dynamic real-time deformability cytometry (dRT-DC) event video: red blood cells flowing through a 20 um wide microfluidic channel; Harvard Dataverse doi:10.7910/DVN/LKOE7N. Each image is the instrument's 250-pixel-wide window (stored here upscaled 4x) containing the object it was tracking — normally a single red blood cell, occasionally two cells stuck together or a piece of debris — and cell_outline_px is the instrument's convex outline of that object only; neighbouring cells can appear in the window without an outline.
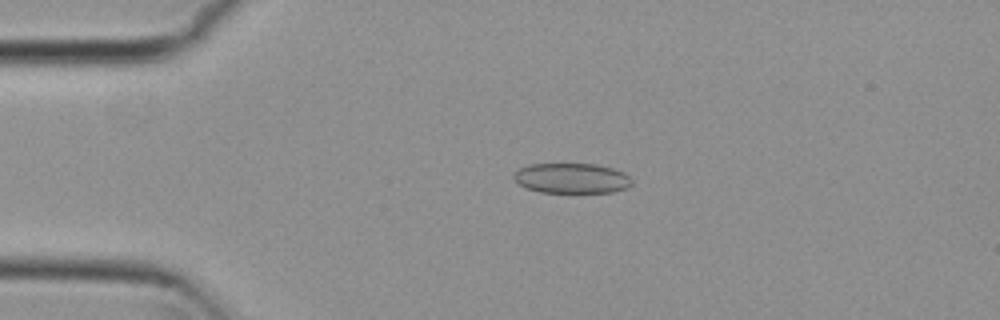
{"species": "common noctule bat (a hibernating species)", "species_latin": "Nyctalus noctula", "temperature_condition": "cold", "stored_images_in_passage": 4, "camera_frame_rate_fps": 3000, "um_per_image_px": 0.085, "animal": {"sex": "female", "body_mass_g": 29.2, "forearm_length_mm": 56.3}, "frame": {"image": 1, "passage_image": 3, "time_ms": 0.667, "image_size_px": [1000, 320], "cell_outline_px": [[632, 184], [628, 188], [612, 192], [540, 192], [528, 188], [512, 180], [512, 172], [528, 164], [596, 164], [612, 168], [624, 172], [632, 180]], "centroid_in_image_um": [48.57, 15.14], "position_along_channel_um": 36.4, "area_um2": 20.87}}